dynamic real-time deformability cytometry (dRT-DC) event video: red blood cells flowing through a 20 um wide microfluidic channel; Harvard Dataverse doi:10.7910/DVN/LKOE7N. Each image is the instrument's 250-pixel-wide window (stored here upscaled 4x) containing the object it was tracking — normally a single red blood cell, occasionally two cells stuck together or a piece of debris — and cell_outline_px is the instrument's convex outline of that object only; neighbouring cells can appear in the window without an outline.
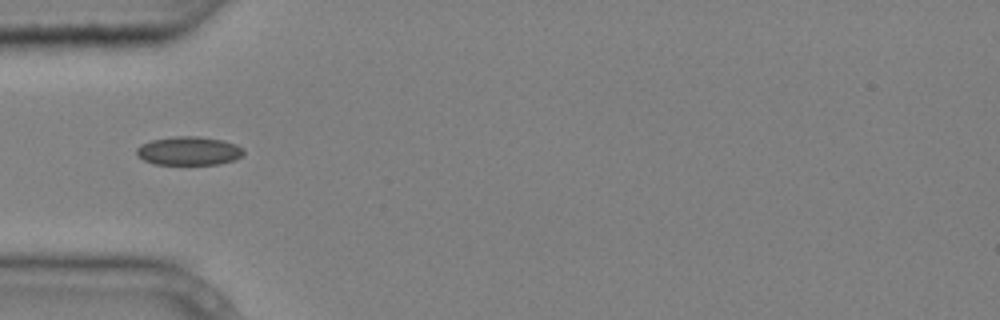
{"species": "common noctule bat (a hibernating species)", "species_latin": "Nyctalus noctula", "temperature_condition": "cold", "stored_images_in_passage": 5, "camera_frame_rate_fps": 3000, "um_per_image_px": 0.085, "animal": {"sex": "male", "body_mass_g": 20.4}, "frame": {"image": 1, "passage_image": 2, "time_ms": 0.333, "image_size_px": [1000, 320], "cell_outline_px": [[244, 152], [240, 156], [232, 160], [220, 164], [152, 164], [144, 160], [136, 152], [136, 148], [140, 144], [152, 140], [176, 136], [200, 136], [224, 140], [236, 144], [244, 148]], "centroid_in_image_um": [16.06, 12.81], "position_along_channel_um": 68.9, "area_um2": 17.86}}
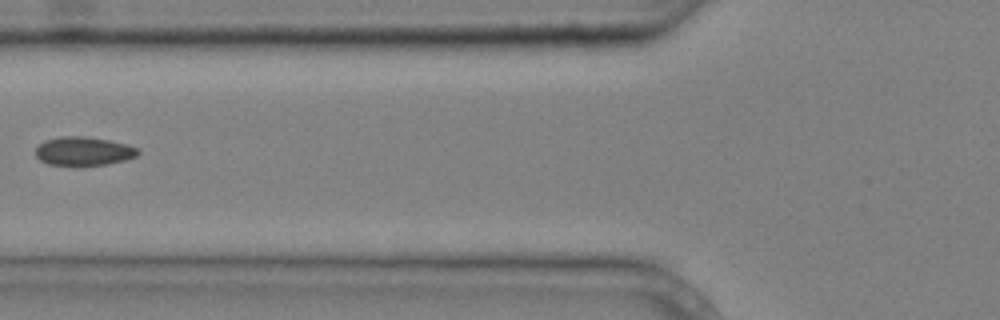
{"frame": {"image": 2, "passage_image": 3, "time_ms": 0.667, "image_size_px": [1000, 320], "cell_outline_px": [[140, 152], [136, 156], [124, 160], [108, 164], [80, 168], [76, 168], [48, 164], [40, 160], [36, 156], [36, 148], [44, 140], [60, 136], [84, 136], [108, 140], [128, 144], [136, 148]], "centroid_in_image_um": [7.07, 12.89], "position_along_channel_um": 118.7, "area_um2": 17.74}}